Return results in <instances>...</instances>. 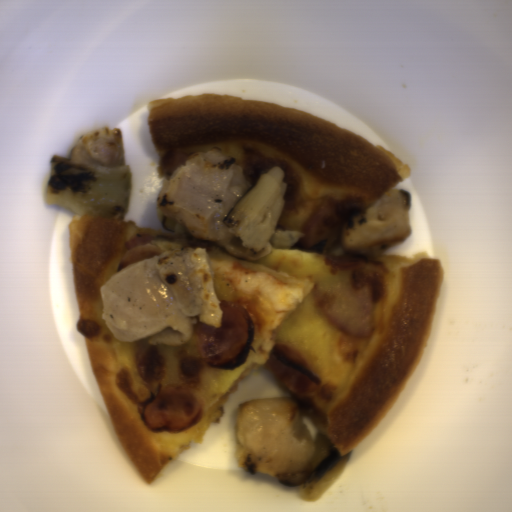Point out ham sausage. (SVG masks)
Returning <instances> with one entry per match:
<instances>
[{"mask_svg":"<svg viewBox=\"0 0 512 512\" xmlns=\"http://www.w3.org/2000/svg\"><path fill=\"white\" fill-rule=\"evenodd\" d=\"M220 327L202 324L197 318L193 335L199 359L210 368H239L247 359L255 334L248 310L237 303L221 301Z\"/></svg>","mask_w":512,"mask_h":512,"instance_id":"1","label":"ham sausage"},{"mask_svg":"<svg viewBox=\"0 0 512 512\" xmlns=\"http://www.w3.org/2000/svg\"><path fill=\"white\" fill-rule=\"evenodd\" d=\"M199 401L193 392L180 384L163 385L142 408L141 416L150 431H182L196 423Z\"/></svg>","mask_w":512,"mask_h":512,"instance_id":"2","label":"ham sausage"},{"mask_svg":"<svg viewBox=\"0 0 512 512\" xmlns=\"http://www.w3.org/2000/svg\"><path fill=\"white\" fill-rule=\"evenodd\" d=\"M262 367L280 387L299 401H311L319 394L321 378L312 370L303 352L275 344Z\"/></svg>","mask_w":512,"mask_h":512,"instance_id":"3","label":"ham sausage"},{"mask_svg":"<svg viewBox=\"0 0 512 512\" xmlns=\"http://www.w3.org/2000/svg\"><path fill=\"white\" fill-rule=\"evenodd\" d=\"M161 254H164L162 249L153 245H139L129 249L122 255L119 261L118 272L136 261L149 260Z\"/></svg>","mask_w":512,"mask_h":512,"instance_id":"4","label":"ham sausage"}]
</instances>
